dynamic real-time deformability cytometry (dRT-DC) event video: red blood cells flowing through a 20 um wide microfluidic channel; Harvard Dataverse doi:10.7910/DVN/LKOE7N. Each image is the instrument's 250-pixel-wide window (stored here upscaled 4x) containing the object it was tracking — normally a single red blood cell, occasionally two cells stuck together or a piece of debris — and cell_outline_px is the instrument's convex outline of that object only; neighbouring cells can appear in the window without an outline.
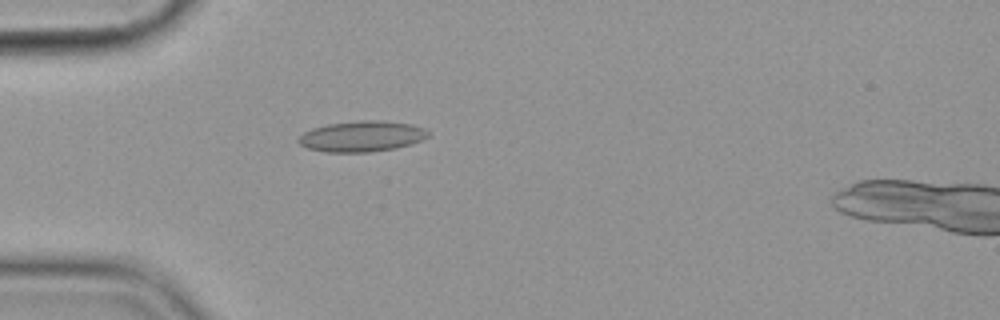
{"species": "common noctule bat (a hibernating species)", "species_latin": "Nyctalus noctula", "temperature_condition": "cold", "stored_images_in_passage": 4, "camera_frame_rate_fps": 3000, "um_per_image_px": 0.085, "animal": {"sex": "female", "body_mass_g": 19.9}, "frame": {"image": 1, "passage_image": 4, "time_ms": 4.333, "image_size_px": [1000, 320], "cell_outline_px": [[428, 136], [424, 140], [412, 144], [396, 148], [368, 152], [324, 152], [308, 148], [300, 144], [296, 140], [304, 132], [312, 128], [328, 124], [360, 120], [380, 120], [412, 124], [424, 128], [428, 132]], "centroid_in_image_um": [30.77, 11.59], "position_along_channel_um": 54.2, "area_um2": 23.35}}